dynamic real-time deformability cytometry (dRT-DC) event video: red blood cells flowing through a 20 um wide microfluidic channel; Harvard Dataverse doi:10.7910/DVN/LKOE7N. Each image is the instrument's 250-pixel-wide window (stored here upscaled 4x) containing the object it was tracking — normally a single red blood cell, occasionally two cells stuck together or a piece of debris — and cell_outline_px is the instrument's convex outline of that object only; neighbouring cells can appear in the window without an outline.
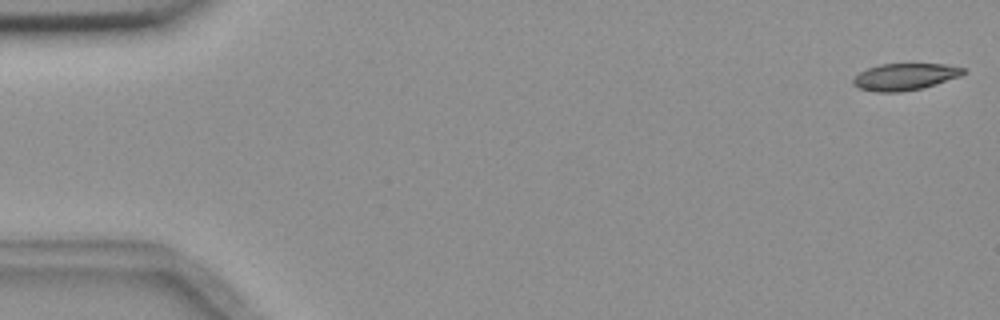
{"species": "common noctule bat (a hibernating species)", "species_latin": "Nyctalus noctula", "temperature_condition": "room temperature", "stored_images_in_passage": 6, "camera_frame_rate_fps": 3000, "um_per_image_px": 0.085, "animal": {"sex": "female", "body_mass_g": 18.4}, "frame": {"image": 1, "passage_image": 1, "time_ms": 0.0, "image_size_px": [1000, 320], "cell_outline_px": [[968, 72], [960, 76], [924, 88], [900, 92], [876, 92], [860, 88], [852, 84], [852, 80], [860, 72], [868, 68], [880, 64], [944, 64], [964, 68]], "centroid_in_image_um": [76.93, 6.53], "position_along_channel_um": 8.1, "area_um2": 17.22}}
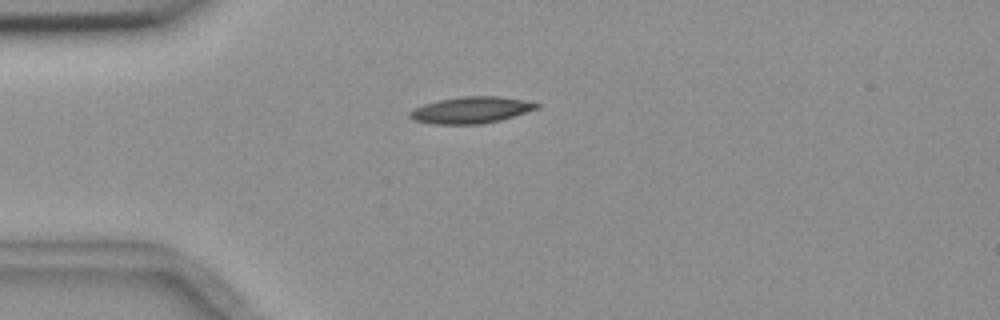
{"frame": {"image": 2, "passage_image": 4, "time_ms": 4.333, "image_size_px": [1000, 320], "cell_outline_px": [[540, 108], [500, 120], [480, 124], [436, 124], [412, 120], [408, 116], [408, 112], [424, 104], [440, 100], [460, 96], [500, 96], [524, 100], [540, 104]], "centroid_in_image_um": [40.05, 9.35], "position_along_channel_um": 45.0, "area_um2": 19.59}}